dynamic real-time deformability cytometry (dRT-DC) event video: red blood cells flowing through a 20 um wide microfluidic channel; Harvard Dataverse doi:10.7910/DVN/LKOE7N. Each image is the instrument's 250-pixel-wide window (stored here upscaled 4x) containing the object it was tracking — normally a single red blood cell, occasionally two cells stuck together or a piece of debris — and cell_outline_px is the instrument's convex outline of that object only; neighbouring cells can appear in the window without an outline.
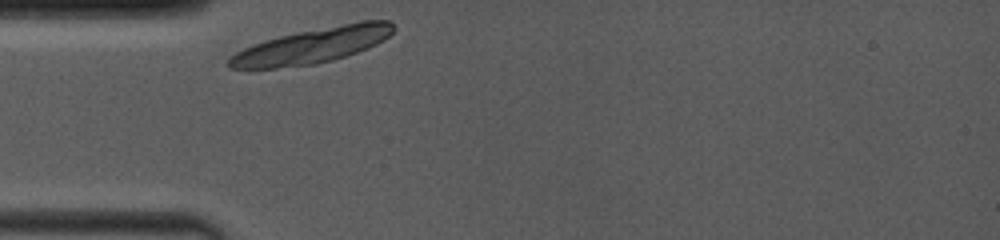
{"species": "common noctule bat (a hibernating species)", "species_latin": "Nyctalus noctula", "temperature_condition": "room temperature", "stored_images_in_passage": 1, "camera_frame_rate_fps": 4000, "um_per_image_px": 0.085, "animal": {"sex": "female", "body_mass_g": 19.0, "forearm_length_mm": 53.3}, "frame": {"image": 1, "passage_image": 1, "time_ms": 0.0, "image_size_px": [1000, 240], "cell_outline_px": [[396, 28], [384, 40], [368, 48], [332, 60], [316, 64], [276, 68], [228, 68], [224, 64], [236, 52], [252, 44], [264, 40], [280, 36], [360, 20], [388, 20]], "centroid_in_image_um": [26.55, 3.87], "position_along_channel_um": 58.5, "area_um2": 33.58}}